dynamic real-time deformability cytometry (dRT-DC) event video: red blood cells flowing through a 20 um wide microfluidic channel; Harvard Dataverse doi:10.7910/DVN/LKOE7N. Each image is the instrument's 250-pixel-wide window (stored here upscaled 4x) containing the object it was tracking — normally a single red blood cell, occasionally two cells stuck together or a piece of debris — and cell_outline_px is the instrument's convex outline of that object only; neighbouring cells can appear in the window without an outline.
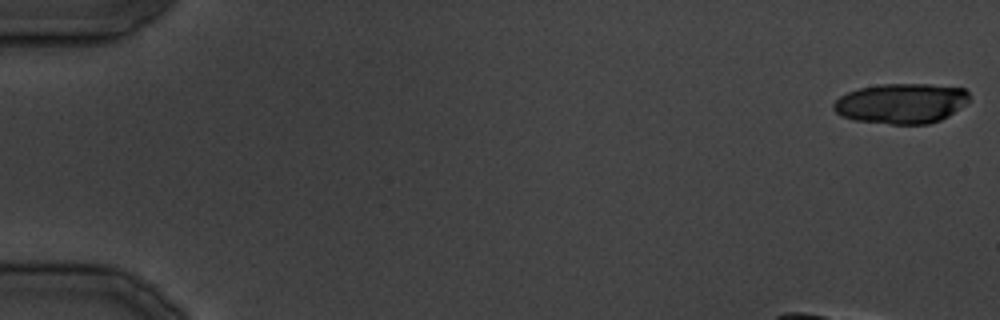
{"species": "common noctule bat (a hibernating species)", "species_latin": "Nyctalus noctula", "temperature_condition": "cold", "stored_images_in_passage": 13, "camera_frame_rate_fps": 3000, "um_per_image_px": 0.085, "animal": {"sex": "male", "body_mass_g": 19.5, "forearm_length_mm": 54.6}, "frame": {"image": 1, "passage_image": 1, "time_ms": 0.0, "image_size_px": [1000, 320], "cell_outline_px": [[972, 100], [948, 116], [940, 120], [928, 124], [892, 124], [856, 120], [840, 116], [832, 108], [832, 104], [840, 96], [848, 92], [860, 88], [880, 84], [928, 84], [964, 88], [968, 92]], "centroid_in_image_um": [76.63, 8.79], "position_along_channel_um": 8.4, "area_um2": 31.91}}